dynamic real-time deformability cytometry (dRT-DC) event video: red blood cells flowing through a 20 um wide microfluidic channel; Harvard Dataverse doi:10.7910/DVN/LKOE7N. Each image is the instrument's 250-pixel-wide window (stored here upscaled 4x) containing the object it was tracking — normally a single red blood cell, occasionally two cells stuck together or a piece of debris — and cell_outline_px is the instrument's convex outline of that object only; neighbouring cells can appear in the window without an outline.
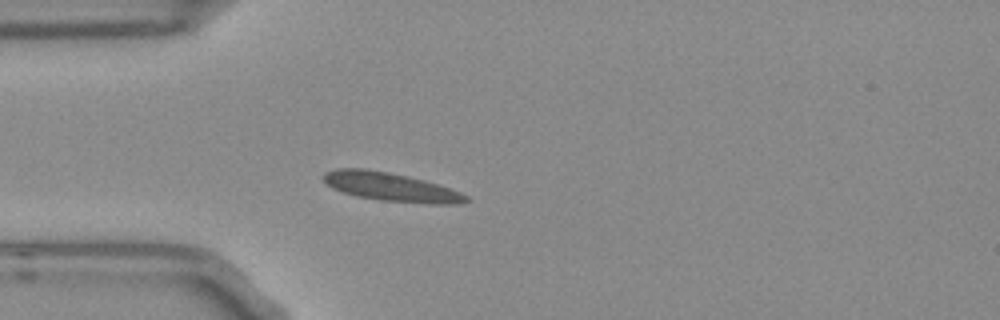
{"species": "Egyptian fruit bat (a non-hibernating species)", "species_latin": "Rousettus aegyptiacus", "temperature_condition": "room temperature", "stored_images_in_passage": 41, "camera_frame_rate_fps": 3000, "um_per_image_px": 0.085, "frame": {"image": 1, "passage_image": 1, "time_ms": 0.0, "image_size_px": [1000, 320], "cell_outline_px": [[472, 200], [460, 204], [432, 204], [380, 200], [356, 196], [332, 188], [320, 176], [324, 172], [336, 168], [364, 168], [388, 172], [408, 176], [424, 180], [460, 192], [468, 196]], "centroid_in_image_um": [33.21, 15.89], "position_along_channel_um": 51.8, "area_um2": 23.81}}
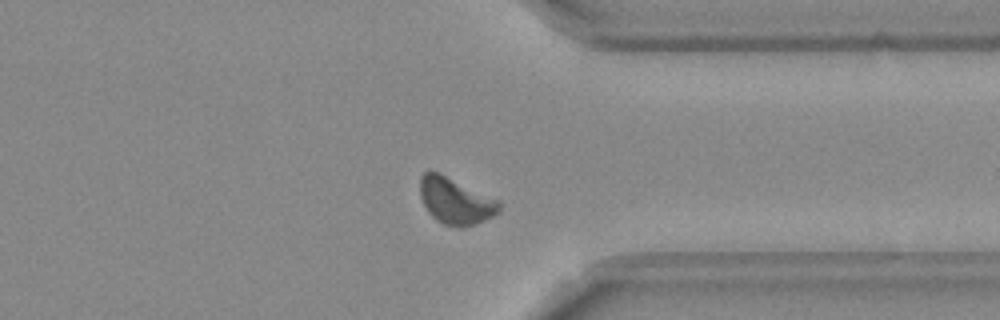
{"frame": {"image": 2, "passage_image": 28, "time_ms": 9.0, "image_size_px": [1000, 320], "cell_outline_px": [[500, 212], [484, 220], [464, 228], [456, 228], [444, 224], [436, 220], [428, 212], [420, 196], [420, 176], [424, 172], [440, 172], [500, 200]], "centroid_in_image_um": [38.73, 17.08], "position_along_channel_um": 372.7, "area_um2": 21.68}}
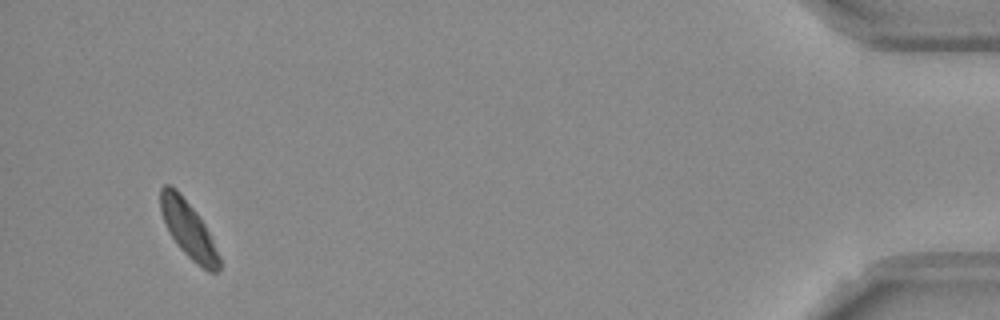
{"frame": {"image": 3, "passage_image": 38, "time_ms": 12.333, "image_size_px": [1000, 320], "cell_outline_px": [[220, 268], [216, 272], [208, 272], [196, 264], [180, 248], [172, 236], [164, 220], [160, 208], [160, 188], [164, 184], [168, 184], [176, 188], [196, 212], [204, 224], [220, 256]], "centroid_in_image_um": [16.01, 19.5], "position_along_channel_um": 419.2, "area_um2": 19.02}}